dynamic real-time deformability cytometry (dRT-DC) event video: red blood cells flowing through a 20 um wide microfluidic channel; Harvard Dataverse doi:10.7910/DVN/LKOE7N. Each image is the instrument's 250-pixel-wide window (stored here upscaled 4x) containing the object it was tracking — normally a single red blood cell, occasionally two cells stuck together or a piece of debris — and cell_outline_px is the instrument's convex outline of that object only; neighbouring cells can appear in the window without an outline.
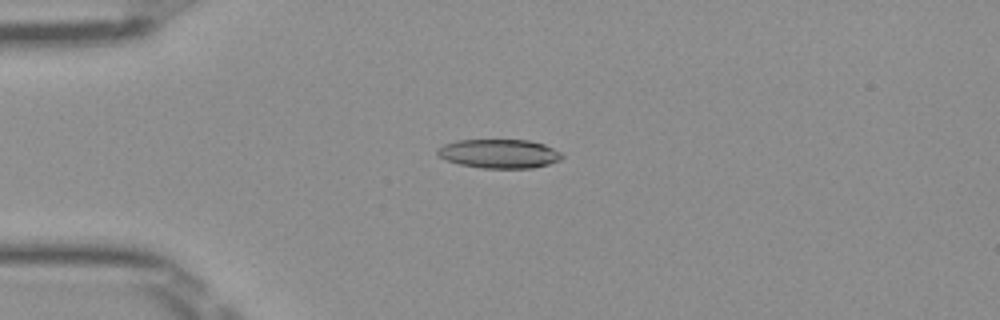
{"species": "Egyptian fruit bat (a non-hibernating species)", "species_latin": "Rousettus aegyptiacus", "temperature_condition": "room temperature", "stored_images_in_passage": 51, "camera_frame_rate_fps": 3000, "um_per_image_px": 0.085, "frame": {"image": 1, "passage_image": 13, "time_ms": 4.0, "image_size_px": [1000, 320], "cell_outline_px": [[564, 156], [560, 160], [548, 164], [532, 168], [480, 168], [460, 164], [448, 160], [440, 156], [436, 152], [436, 148], [444, 144], [456, 140], [528, 140], [544, 144], [560, 152]], "centroid_in_image_um": [42.43, 13.06], "position_along_channel_um": 42.6, "area_um2": 20.98}}
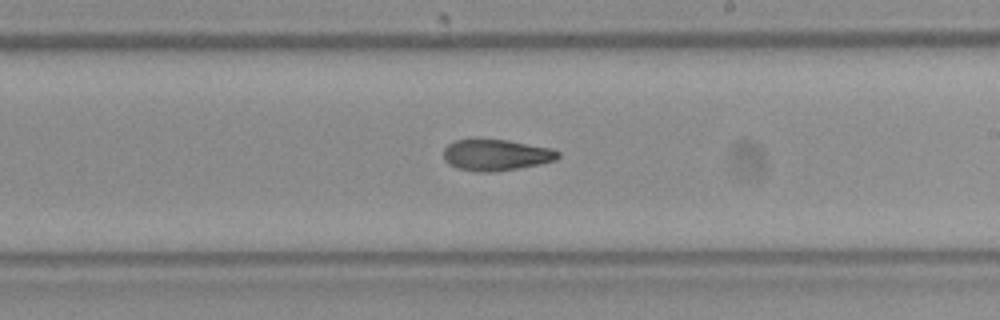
{"frame": {"image": 2, "passage_image": 30, "time_ms": 9.667, "image_size_px": [1000, 320], "cell_outline_px": [[560, 156], [556, 160], [540, 164], [516, 168], [488, 172], [480, 172], [456, 168], [448, 164], [444, 160], [444, 148], [448, 144], [456, 140], [508, 140], [552, 148], [560, 152]], "centroid_in_image_um": [42.17, 13.17], "position_along_channel_um": 246.8, "area_um2": 20.69}}
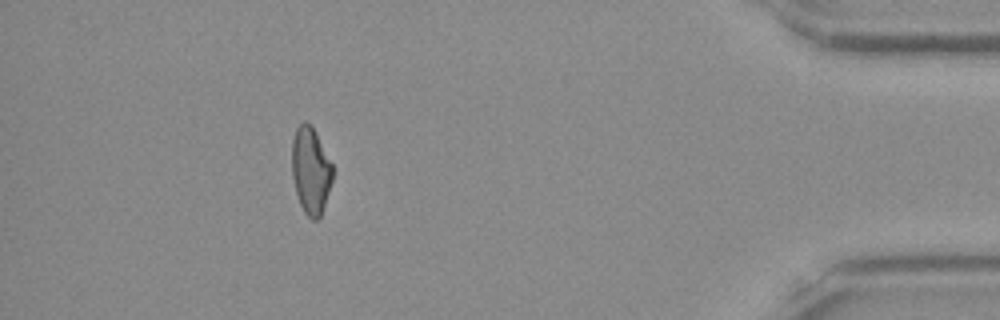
{"frame": {"image": 3, "passage_image": 46, "time_ms": 15.0, "image_size_px": [1000, 320], "cell_outline_px": [[332, 180], [320, 216], [316, 220], [312, 220], [304, 212], [300, 204], [296, 192], [292, 176], [292, 140], [296, 128], [304, 120], [312, 124], [332, 164]], "centroid_in_image_um": [26.39, 14.45], "position_along_channel_um": 408.8, "area_um2": 20.46}, "authors_computed_cell_mechanics": {"area_um2": 21.386, "velocity_mm_per_s": 4.033, "shape_relaxation_time_tau1_ms": null, "shape_relaxation_time_tau2_ms": 5.0203, "deformation_change_tau1": null, "deformation_change_tau2": 0.1335}}